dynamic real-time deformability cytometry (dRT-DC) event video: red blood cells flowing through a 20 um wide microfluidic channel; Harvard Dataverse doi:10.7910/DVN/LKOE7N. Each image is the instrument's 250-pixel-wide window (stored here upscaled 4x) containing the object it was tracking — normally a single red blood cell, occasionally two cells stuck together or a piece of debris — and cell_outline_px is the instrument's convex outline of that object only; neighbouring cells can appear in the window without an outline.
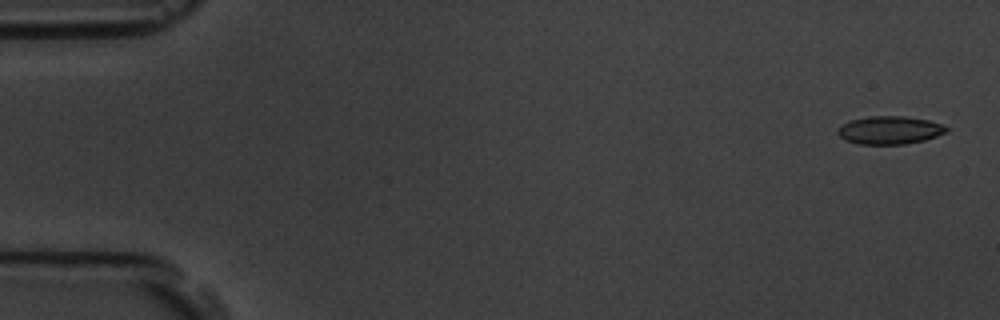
{"species": "common noctule bat (a hibernating species)", "species_latin": "Nyctalus noctula", "temperature_condition": "room temperature", "stored_images_in_passage": 6, "camera_frame_rate_fps": 3000, "um_per_image_px": 0.085, "animal": {"sex": "male", "body_mass_g": 19.5, "forearm_length_mm": 54.6}, "frame": {"image": 1, "passage_image": 1, "time_ms": 0.0, "image_size_px": [1000, 320], "cell_outline_px": [[948, 132], [924, 140], [904, 144], [860, 144], [844, 140], [836, 132], [836, 128], [840, 124], [852, 120], [868, 116], [904, 116], [928, 120], [944, 124], [948, 128]], "centroid_in_image_um": [75.6, 11.06], "position_along_channel_um": 9.4, "area_um2": 17.92}}
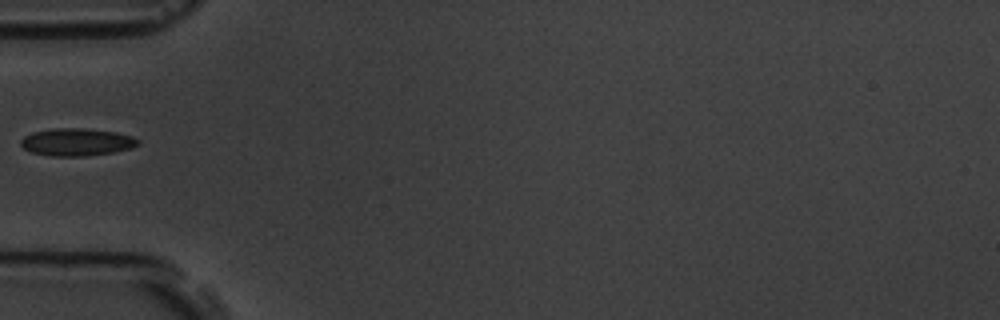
{"frame": {"image": 2, "passage_image": 5, "time_ms": 5.667, "image_size_px": [1000, 320], "cell_outline_px": [[140, 144], [132, 148], [112, 152], [84, 156], [52, 156], [32, 152], [24, 148], [20, 144], [20, 140], [24, 136], [32, 132], [52, 128], [84, 128], [116, 132], [132, 136], [140, 140]], "centroid_in_image_um": [6.53, 12.06], "position_along_channel_um": 78.5, "area_um2": 18.84}}
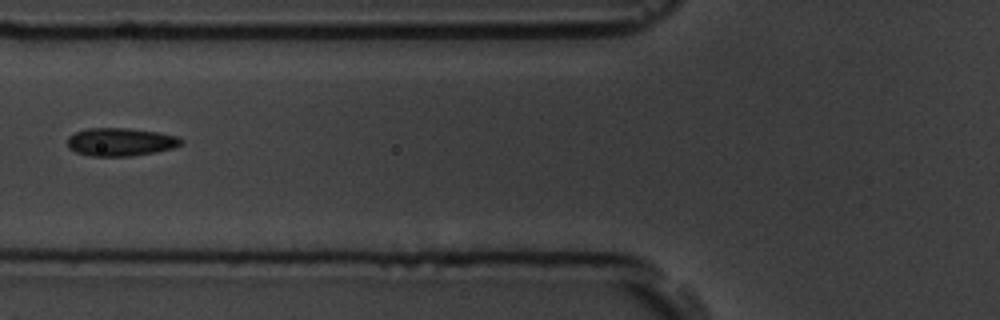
{"frame": {"image": 3, "passage_image": 6, "time_ms": 6.667, "image_size_px": [1000, 320], "cell_outline_px": [[184, 140], [180, 144], [172, 148], [156, 152], [132, 156], [92, 156], [76, 152], [68, 148], [68, 136], [76, 132], [88, 128], [128, 128], [160, 132], [176, 136]], "centroid_in_image_um": [10.24, 12.06], "position_along_channel_um": 115.6, "area_um2": 18.61}}